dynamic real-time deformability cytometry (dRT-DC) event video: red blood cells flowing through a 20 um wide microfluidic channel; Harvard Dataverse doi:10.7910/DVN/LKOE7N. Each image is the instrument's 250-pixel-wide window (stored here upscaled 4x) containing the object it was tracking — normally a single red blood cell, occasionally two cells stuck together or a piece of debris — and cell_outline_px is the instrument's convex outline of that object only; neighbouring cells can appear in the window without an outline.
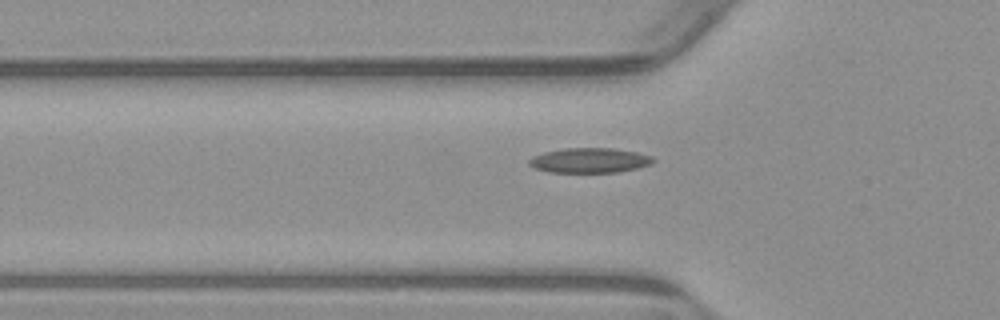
{"species": "common noctule bat (a hibernating species)", "species_latin": "Nyctalus noctula", "temperature_condition": "warm", "stored_images_in_passage": 39, "camera_frame_rate_fps": 3000, "um_per_image_px": 0.085, "animal": {"sex": "male", "body_mass_g": 23.1, "forearm_length_mm": 52.7}, "frame": {"image": 1, "passage_image": 2, "time_ms": 0.333, "image_size_px": [1000, 320], "cell_outline_px": [[656, 160], [652, 164], [620, 172], [548, 172], [536, 168], [528, 164], [528, 160], [532, 156], [544, 152], [564, 148], [612, 148], [636, 152], [652, 156]], "centroid_in_image_um": [50.12, 13.63], "position_along_channel_um": 75.7, "area_um2": 18.03}}
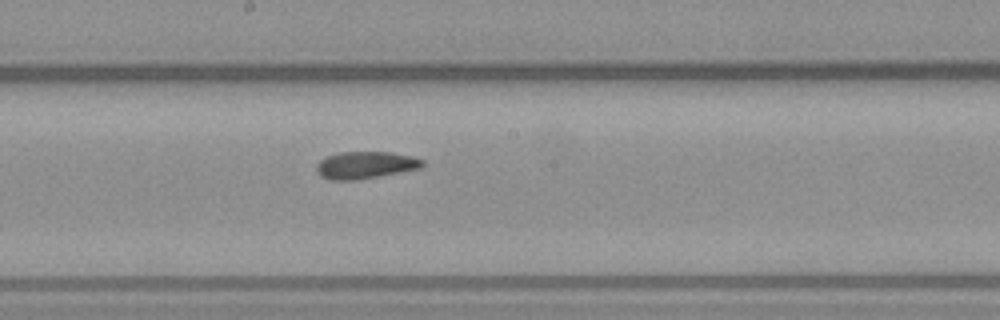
{"frame": {"image": 2, "passage_image": 13, "time_ms": 4.0, "image_size_px": [1000, 320], "cell_outline_px": [[424, 164], [420, 168], [356, 180], [332, 180], [320, 176], [316, 172], [316, 164], [320, 160], [328, 156], [340, 152], [392, 152], [412, 156], [424, 160]], "centroid_in_image_um": [31.04, 14.02], "position_along_channel_um": 217.2, "area_um2": 16.7}}
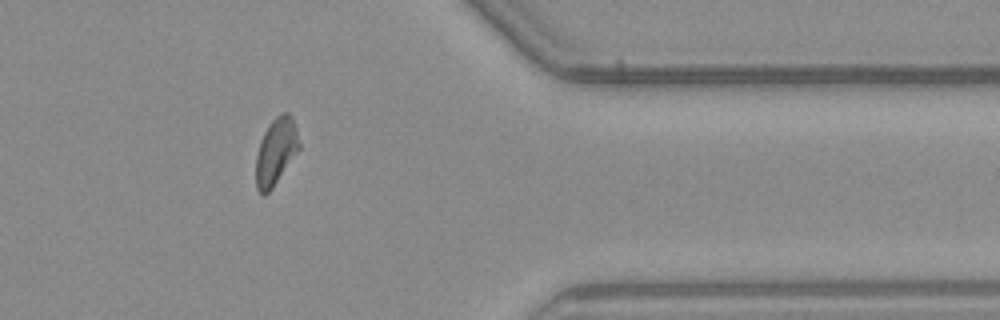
{"frame": {"image": 3, "passage_image": 28, "time_ms": 9.0, "image_size_px": [1000, 320], "cell_outline_px": [[300, 148], [272, 188], [264, 196], [256, 188], [256, 156], [260, 140], [264, 132], [272, 120], [276, 116], [284, 112], [288, 112], [292, 116], [296, 128], [300, 144]], "centroid_in_image_um": [23.45, 12.86], "position_along_channel_um": 388.0, "area_um2": 16.7}}